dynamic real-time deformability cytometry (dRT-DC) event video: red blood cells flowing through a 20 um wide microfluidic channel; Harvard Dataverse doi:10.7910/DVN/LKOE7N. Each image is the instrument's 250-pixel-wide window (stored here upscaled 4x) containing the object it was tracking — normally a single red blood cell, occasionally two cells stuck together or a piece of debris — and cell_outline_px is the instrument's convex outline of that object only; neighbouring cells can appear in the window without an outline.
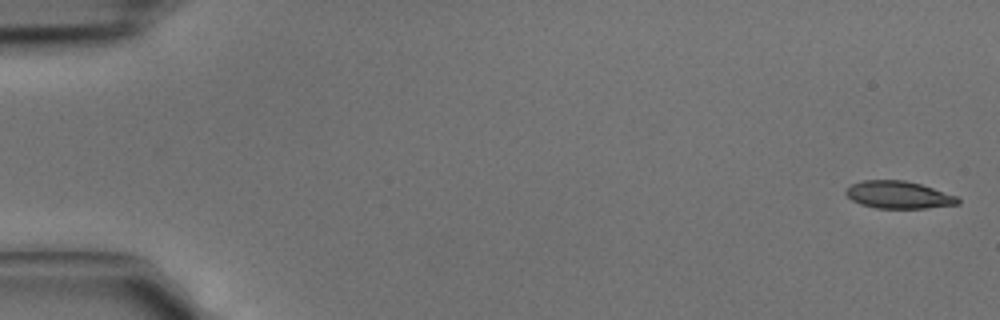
{"species": "common noctule bat (a hibernating species)", "species_latin": "Nyctalus noctula", "temperature_condition": "cold", "stored_images_in_passage": 4, "camera_frame_rate_fps": 3000, "um_per_image_px": 0.085, "animal": {"sex": "male", "body_mass_g": 15.6}, "frame": {"image": 1, "passage_image": 1, "time_ms": 0.0, "image_size_px": [1000, 320], "cell_outline_px": [[960, 204], [928, 208], [876, 208], [860, 204], [852, 200], [844, 192], [852, 184], [864, 180], [904, 180], [920, 184], [956, 196], [960, 200]], "centroid_in_image_um": [76.38, 16.57], "position_along_channel_um": 8.6, "area_um2": 17.74}}